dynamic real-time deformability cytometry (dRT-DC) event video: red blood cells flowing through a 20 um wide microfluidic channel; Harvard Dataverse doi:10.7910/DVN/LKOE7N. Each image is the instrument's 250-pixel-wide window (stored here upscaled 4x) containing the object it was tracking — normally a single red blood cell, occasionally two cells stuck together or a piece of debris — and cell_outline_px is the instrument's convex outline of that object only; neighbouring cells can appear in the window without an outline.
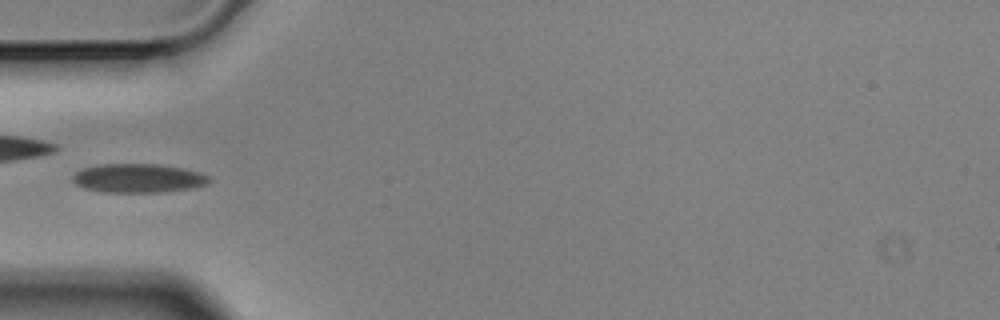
{"species": "Egyptian fruit bat (a non-hibernating species)", "species_latin": "Rousettus aegyptiacus", "temperature_condition": "cold", "stored_images_in_passage": 5, "camera_frame_rate_fps": 3000, "um_per_image_px": 0.085, "animal": {"sex": "male"}, "frame": {"image": 1, "passage_image": 3, "time_ms": 0.667, "image_size_px": [1000, 320], "cell_outline_px": [[212, 180], [204, 184], [192, 188], [164, 192], [104, 192], [84, 188], [76, 184], [72, 180], [72, 176], [76, 172], [84, 168], [100, 164], [160, 164], [184, 168], [200, 172], [208, 176]], "centroid_in_image_um": [11.76, 15.14], "position_along_channel_um": 73.2, "area_um2": 23.0}}
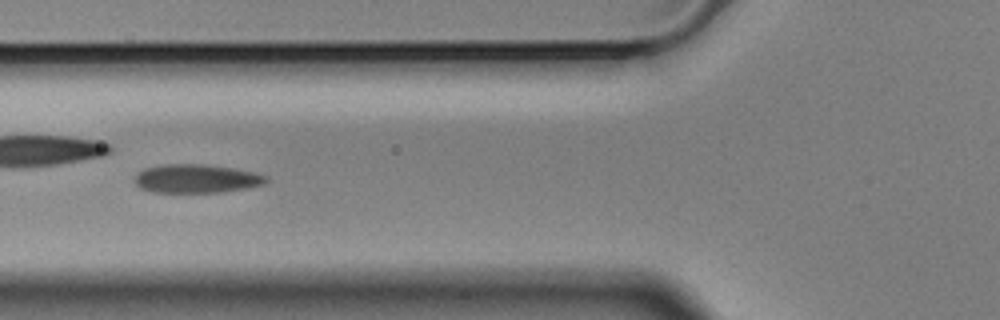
{"frame": {"image": 2, "passage_image": 4, "time_ms": 1.0, "image_size_px": [1000, 320], "cell_outline_px": [[268, 180], [264, 184], [248, 188], [224, 192], [152, 192], [140, 188], [132, 180], [136, 172], [144, 168], [160, 164], [204, 164], [232, 168], [252, 172], [268, 176]], "centroid_in_image_um": [16.64, 15.18], "position_along_channel_um": 109.2, "area_um2": 22.2}}
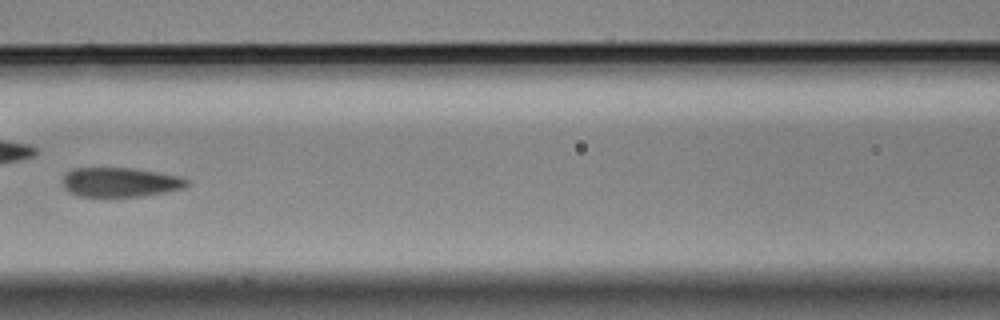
{"frame": {"image": 3, "passage_image": 5, "time_ms": 1.333, "image_size_px": [1000, 320], "cell_outline_px": [[188, 184], [184, 188], [164, 192], [140, 196], [76, 196], [68, 192], [64, 188], [64, 176], [72, 168], [128, 168], [184, 176], [188, 180]], "centroid_in_image_um": [10.22, 15.49], "position_along_channel_um": 156.4, "area_um2": 21.15}}